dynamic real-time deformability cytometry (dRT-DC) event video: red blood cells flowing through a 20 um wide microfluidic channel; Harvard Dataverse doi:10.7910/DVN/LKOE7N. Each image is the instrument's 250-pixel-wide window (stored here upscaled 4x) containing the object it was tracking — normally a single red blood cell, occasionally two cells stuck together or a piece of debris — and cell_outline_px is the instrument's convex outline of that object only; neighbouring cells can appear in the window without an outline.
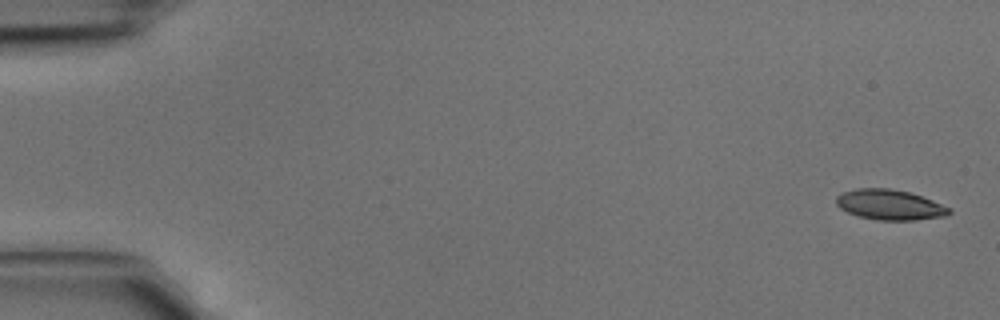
{"species": "common noctule bat (a hibernating species)", "species_latin": "Nyctalus noctula", "temperature_condition": "cold", "stored_images_in_passage": 5, "segment_of_instrument_passage": [1, 2], "camera_frame_rate_fps": 3000, "um_per_image_px": 0.085, "animal": {"sex": "male", "body_mass_g": 15.6}, "frame": {"image": 1, "passage_image": 1, "time_ms": 0.0, "image_size_px": [1000, 320], "cell_outline_px": [[952, 212], [948, 216], [916, 220], [876, 220], [860, 216], [848, 212], [840, 208], [836, 204], [836, 196], [844, 192], [856, 188], [888, 188], [908, 192], [932, 200], [952, 208]], "centroid_in_image_um": [75.66, 17.41], "position_along_channel_um": 9.3, "area_um2": 19.94}}
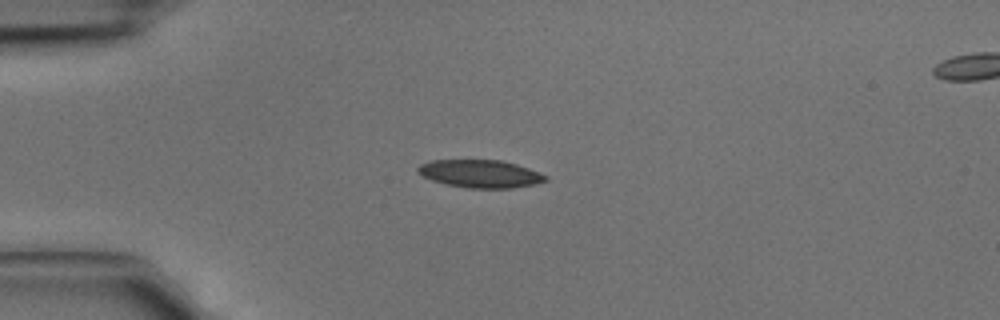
{"frame": {"image": 2, "passage_image": 4, "time_ms": 1.0, "image_size_px": [1000, 320], "cell_outline_px": [[548, 180], [532, 184], [512, 188], [468, 188], [448, 184], [432, 180], [416, 172], [416, 168], [420, 164], [428, 160], [504, 160], [528, 168], [548, 176]], "centroid_in_image_um": [40.8, 14.75], "position_along_channel_um": 44.2, "area_um2": 20.63}}